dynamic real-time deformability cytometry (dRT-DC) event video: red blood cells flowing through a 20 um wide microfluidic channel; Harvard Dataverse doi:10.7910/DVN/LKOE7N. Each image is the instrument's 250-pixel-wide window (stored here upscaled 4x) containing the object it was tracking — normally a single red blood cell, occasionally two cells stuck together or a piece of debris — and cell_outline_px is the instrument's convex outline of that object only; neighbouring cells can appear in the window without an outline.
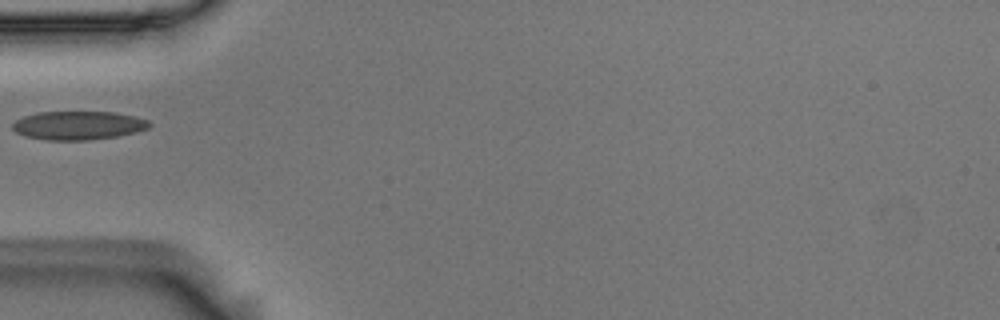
{"species": "Egyptian fruit bat (a non-hibernating species)", "species_latin": "Rousettus aegyptiacus", "temperature_condition": "room temperature", "stored_images_in_passage": 37, "camera_frame_rate_fps": 3000, "um_per_image_px": 0.085, "animal": {"sex": "male"}, "frame": {"image": 1, "passage_image": 1, "time_ms": 0.0, "image_size_px": [1000, 320], "cell_outline_px": [[152, 124], [148, 128], [136, 132], [116, 136], [88, 140], [48, 140], [24, 136], [16, 132], [12, 128], [12, 124], [16, 120], [24, 116], [36, 112], [116, 112], [136, 116], [148, 120]], "centroid_in_image_um": [6.66, 10.65], "position_along_channel_um": 78.3, "area_um2": 22.89}}
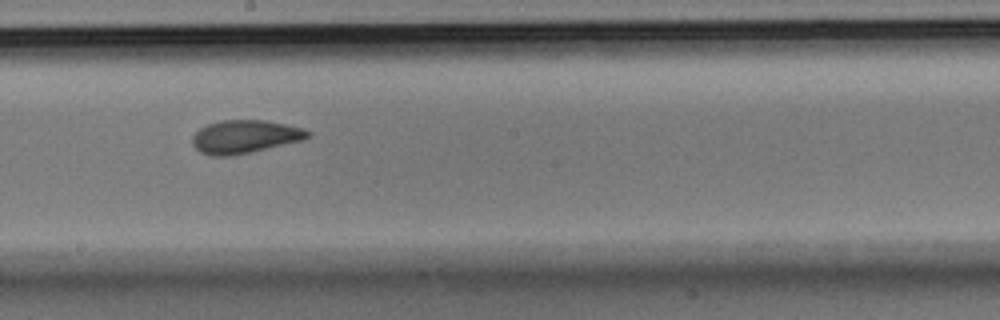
{"frame": {"image": 2, "passage_image": 13, "time_ms": 4.0, "image_size_px": [1000, 320], "cell_outline_px": [[312, 136], [304, 140], [248, 152], [228, 156], [212, 156], [200, 152], [192, 144], [192, 136], [200, 128], [208, 124], [220, 120], [264, 120], [284, 124], [300, 128], [312, 132]], "centroid_in_image_um": [20.8, 11.61], "position_along_channel_um": 227.4, "area_um2": 22.14}}
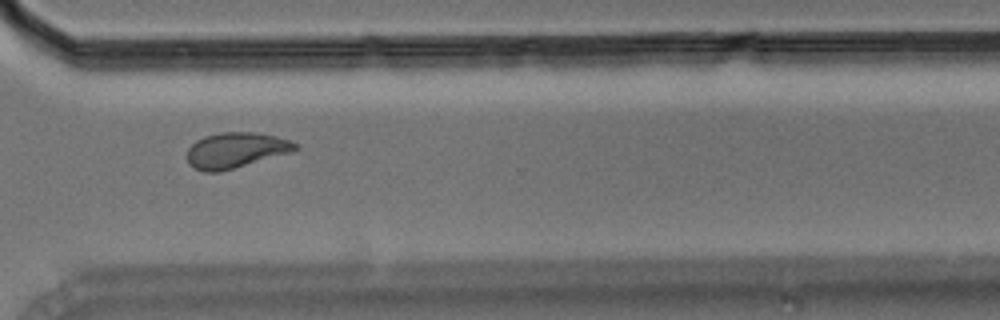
{"frame": {"image": 3, "passage_image": 23, "time_ms": 7.333, "image_size_px": [1000, 320], "cell_outline_px": [[300, 148], [288, 152], [220, 172], [204, 172], [192, 168], [188, 164], [188, 148], [196, 140], [204, 136], [220, 132], [256, 132], [276, 136], [300, 144]], "centroid_in_image_um": [20.0, 12.76], "position_along_channel_um": 350.6, "area_um2": 22.25}}